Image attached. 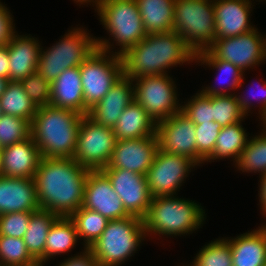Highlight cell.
Wrapping results in <instances>:
<instances>
[{
    "mask_svg": "<svg viewBox=\"0 0 266 266\" xmlns=\"http://www.w3.org/2000/svg\"><path fill=\"white\" fill-rule=\"evenodd\" d=\"M253 230L226 237L232 251L233 266H264L266 263V227L263 223Z\"/></svg>",
    "mask_w": 266,
    "mask_h": 266,
    "instance_id": "23",
    "label": "cell"
},
{
    "mask_svg": "<svg viewBox=\"0 0 266 266\" xmlns=\"http://www.w3.org/2000/svg\"><path fill=\"white\" fill-rule=\"evenodd\" d=\"M173 31L195 54L207 50L216 33L213 0H175Z\"/></svg>",
    "mask_w": 266,
    "mask_h": 266,
    "instance_id": "8",
    "label": "cell"
},
{
    "mask_svg": "<svg viewBox=\"0 0 266 266\" xmlns=\"http://www.w3.org/2000/svg\"><path fill=\"white\" fill-rule=\"evenodd\" d=\"M123 202L126 212L143 219L152 201L146 175L125 169H101Z\"/></svg>",
    "mask_w": 266,
    "mask_h": 266,
    "instance_id": "15",
    "label": "cell"
},
{
    "mask_svg": "<svg viewBox=\"0 0 266 266\" xmlns=\"http://www.w3.org/2000/svg\"><path fill=\"white\" fill-rule=\"evenodd\" d=\"M18 31L7 44L9 58V81L20 82L29 74L37 71L41 46V39L32 34H21ZM42 43V44H41Z\"/></svg>",
    "mask_w": 266,
    "mask_h": 266,
    "instance_id": "19",
    "label": "cell"
},
{
    "mask_svg": "<svg viewBox=\"0 0 266 266\" xmlns=\"http://www.w3.org/2000/svg\"><path fill=\"white\" fill-rule=\"evenodd\" d=\"M250 1H251L253 4H254L255 2H257V1H258V2L266 3V0H255V1H254V0H250Z\"/></svg>",
    "mask_w": 266,
    "mask_h": 266,
    "instance_id": "50",
    "label": "cell"
},
{
    "mask_svg": "<svg viewBox=\"0 0 266 266\" xmlns=\"http://www.w3.org/2000/svg\"><path fill=\"white\" fill-rule=\"evenodd\" d=\"M83 115L52 105L38 107L31 122V137L42 158H72Z\"/></svg>",
    "mask_w": 266,
    "mask_h": 266,
    "instance_id": "4",
    "label": "cell"
},
{
    "mask_svg": "<svg viewBox=\"0 0 266 266\" xmlns=\"http://www.w3.org/2000/svg\"><path fill=\"white\" fill-rule=\"evenodd\" d=\"M31 136V124L21 117L0 116V147L22 142Z\"/></svg>",
    "mask_w": 266,
    "mask_h": 266,
    "instance_id": "38",
    "label": "cell"
},
{
    "mask_svg": "<svg viewBox=\"0 0 266 266\" xmlns=\"http://www.w3.org/2000/svg\"><path fill=\"white\" fill-rule=\"evenodd\" d=\"M177 79L170 74L133 79L134 100L159 122L181 111Z\"/></svg>",
    "mask_w": 266,
    "mask_h": 266,
    "instance_id": "11",
    "label": "cell"
},
{
    "mask_svg": "<svg viewBox=\"0 0 266 266\" xmlns=\"http://www.w3.org/2000/svg\"><path fill=\"white\" fill-rule=\"evenodd\" d=\"M185 100H182L181 111L195 125L213 121L212 96H205L200 90H197L195 94Z\"/></svg>",
    "mask_w": 266,
    "mask_h": 266,
    "instance_id": "39",
    "label": "cell"
},
{
    "mask_svg": "<svg viewBox=\"0 0 266 266\" xmlns=\"http://www.w3.org/2000/svg\"><path fill=\"white\" fill-rule=\"evenodd\" d=\"M25 93L36 105L44 107L50 105L51 83L47 81L39 72L29 74L25 79L20 81Z\"/></svg>",
    "mask_w": 266,
    "mask_h": 266,
    "instance_id": "41",
    "label": "cell"
},
{
    "mask_svg": "<svg viewBox=\"0 0 266 266\" xmlns=\"http://www.w3.org/2000/svg\"><path fill=\"white\" fill-rule=\"evenodd\" d=\"M157 122L135 100L122 112L113 132L117 140L138 139L156 135Z\"/></svg>",
    "mask_w": 266,
    "mask_h": 266,
    "instance_id": "26",
    "label": "cell"
},
{
    "mask_svg": "<svg viewBox=\"0 0 266 266\" xmlns=\"http://www.w3.org/2000/svg\"><path fill=\"white\" fill-rule=\"evenodd\" d=\"M3 113H2V109H1V107H0V116L2 115Z\"/></svg>",
    "mask_w": 266,
    "mask_h": 266,
    "instance_id": "51",
    "label": "cell"
},
{
    "mask_svg": "<svg viewBox=\"0 0 266 266\" xmlns=\"http://www.w3.org/2000/svg\"><path fill=\"white\" fill-rule=\"evenodd\" d=\"M213 121L222 127L248 119L235 95L212 96Z\"/></svg>",
    "mask_w": 266,
    "mask_h": 266,
    "instance_id": "37",
    "label": "cell"
},
{
    "mask_svg": "<svg viewBox=\"0 0 266 266\" xmlns=\"http://www.w3.org/2000/svg\"><path fill=\"white\" fill-rule=\"evenodd\" d=\"M195 58H218L231 62L243 72L256 71L266 63L265 34L256 26L240 36L215 39L207 50L197 53Z\"/></svg>",
    "mask_w": 266,
    "mask_h": 266,
    "instance_id": "9",
    "label": "cell"
},
{
    "mask_svg": "<svg viewBox=\"0 0 266 266\" xmlns=\"http://www.w3.org/2000/svg\"><path fill=\"white\" fill-rule=\"evenodd\" d=\"M201 205L196 200L177 195L152 198L143 218L147 241L162 237L163 240L169 237L186 238V235L198 232L207 219L206 209Z\"/></svg>",
    "mask_w": 266,
    "mask_h": 266,
    "instance_id": "3",
    "label": "cell"
},
{
    "mask_svg": "<svg viewBox=\"0 0 266 266\" xmlns=\"http://www.w3.org/2000/svg\"><path fill=\"white\" fill-rule=\"evenodd\" d=\"M3 176L34 178L42 155L30 136L26 140L1 148Z\"/></svg>",
    "mask_w": 266,
    "mask_h": 266,
    "instance_id": "22",
    "label": "cell"
},
{
    "mask_svg": "<svg viewBox=\"0 0 266 266\" xmlns=\"http://www.w3.org/2000/svg\"><path fill=\"white\" fill-rule=\"evenodd\" d=\"M195 168L197 170L199 167L191 159L158 149L146 174L151 196L155 198L178 195Z\"/></svg>",
    "mask_w": 266,
    "mask_h": 266,
    "instance_id": "13",
    "label": "cell"
},
{
    "mask_svg": "<svg viewBox=\"0 0 266 266\" xmlns=\"http://www.w3.org/2000/svg\"><path fill=\"white\" fill-rule=\"evenodd\" d=\"M13 13L0 0V47L6 46L17 32Z\"/></svg>",
    "mask_w": 266,
    "mask_h": 266,
    "instance_id": "43",
    "label": "cell"
},
{
    "mask_svg": "<svg viewBox=\"0 0 266 266\" xmlns=\"http://www.w3.org/2000/svg\"><path fill=\"white\" fill-rule=\"evenodd\" d=\"M94 12L109 35L96 37L104 52L122 56L147 35L135 0H100Z\"/></svg>",
    "mask_w": 266,
    "mask_h": 266,
    "instance_id": "5",
    "label": "cell"
},
{
    "mask_svg": "<svg viewBox=\"0 0 266 266\" xmlns=\"http://www.w3.org/2000/svg\"><path fill=\"white\" fill-rule=\"evenodd\" d=\"M258 182V207H260V214L264 217L263 219L266 220V173L259 176Z\"/></svg>",
    "mask_w": 266,
    "mask_h": 266,
    "instance_id": "45",
    "label": "cell"
},
{
    "mask_svg": "<svg viewBox=\"0 0 266 266\" xmlns=\"http://www.w3.org/2000/svg\"><path fill=\"white\" fill-rule=\"evenodd\" d=\"M213 5L215 39L240 36L256 28L251 22L255 4L250 0H213Z\"/></svg>",
    "mask_w": 266,
    "mask_h": 266,
    "instance_id": "18",
    "label": "cell"
},
{
    "mask_svg": "<svg viewBox=\"0 0 266 266\" xmlns=\"http://www.w3.org/2000/svg\"><path fill=\"white\" fill-rule=\"evenodd\" d=\"M72 1H74V3L79 6V8L81 6L83 7L86 5V7H89V6H91V8L94 7L93 8L94 10L100 0H72Z\"/></svg>",
    "mask_w": 266,
    "mask_h": 266,
    "instance_id": "47",
    "label": "cell"
},
{
    "mask_svg": "<svg viewBox=\"0 0 266 266\" xmlns=\"http://www.w3.org/2000/svg\"><path fill=\"white\" fill-rule=\"evenodd\" d=\"M245 75H246V72H244L243 78H242V80H241V82L239 84V87L237 88V91H240L241 89H243V92L241 91V92H236L235 93L237 102L239 103L240 109L248 117H249V115H252V113L254 111L256 112L257 108L259 107L257 112L256 113L254 112V114L258 115L257 119H259L258 120L259 124L260 123L263 124L266 121V79L263 82L264 78L259 79V76H256V77H258V78H256V79H258V82L254 83V81H252V82L250 81V83H249L250 85L249 84L247 85L248 86V89H247V86L244 88V84H245L244 82H246V81H244V80H246L245 79L246 78ZM259 81H260V84H259ZM244 89H245V91H248V92H245ZM253 98H254V100L255 99L256 100L254 101Z\"/></svg>",
    "mask_w": 266,
    "mask_h": 266,
    "instance_id": "34",
    "label": "cell"
},
{
    "mask_svg": "<svg viewBox=\"0 0 266 266\" xmlns=\"http://www.w3.org/2000/svg\"><path fill=\"white\" fill-rule=\"evenodd\" d=\"M259 126L261 132L256 133L257 135L250 134L246 147L233 165L237 169L235 171L241 174L261 176L266 173V124L261 123Z\"/></svg>",
    "mask_w": 266,
    "mask_h": 266,
    "instance_id": "30",
    "label": "cell"
},
{
    "mask_svg": "<svg viewBox=\"0 0 266 266\" xmlns=\"http://www.w3.org/2000/svg\"><path fill=\"white\" fill-rule=\"evenodd\" d=\"M116 141L113 128L97 124L88 115H83L72 158L89 170H101L108 166Z\"/></svg>",
    "mask_w": 266,
    "mask_h": 266,
    "instance_id": "12",
    "label": "cell"
},
{
    "mask_svg": "<svg viewBox=\"0 0 266 266\" xmlns=\"http://www.w3.org/2000/svg\"><path fill=\"white\" fill-rule=\"evenodd\" d=\"M50 105L84 115V97L79 67L65 69L51 83Z\"/></svg>",
    "mask_w": 266,
    "mask_h": 266,
    "instance_id": "24",
    "label": "cell"
},
{
    "mask_svg": "<svg viewBox=\"0 0 266 266\" xmlns=\"http://www.w3.org/2000/svg\"><path fill=\"white\" fill-rule=\"evenodd\" d=\"M156 135L161 151L185 156L197 165L195 124L182 111L157 122Z\"/></svg>",
    "mask_w": 266,
    "mask_h": 266,
    "instance_id": "14",
    "label": "cell"
},
{
    "mask_svg": "<svg viewBox=\"0 0 266 266\" xmlns=\"http://www.w3.org/2000/svg\"><path fill=\"white\" fill-rule=\"evenodd\" d=\"M133 100L134 86L132 79L123 74L100 102L89 110L88 116L97 124L114 128L124 109Z\"/></svg>",
    "mask_w": 266,
    "mask_h": 266,
    "instance_id": "20",
    "label": "cell"
},
{
    "mask_svg": "<svg viewBox=\"0 0 266 266\" xmlns=\"http://www.w3.org/2000/svg\"><path fill=\"white\" fill-rule=\"evenodd\" d=\"M39 209L34 178L0 176V215Z\"/></svg>",
    "mask_w": 266,
    "mask_h": 266,
    "instance_id": "21",
    "label": "cell"
},
{
    "mask_svg": "<svg viewBox=\"0 0 266 266\" xmlns=\"http://www.w3.org/2000/svg\"><path fill=\"white\" fill-rule=\"evenodd\" d=\"M8 82H9L8 79L0 77V97L4 93V90H5Z\"/></svg>",
    "mask_w": 266,
    "mask_h": 266,
    "instance_id": "48",
    "label": "cell"
},
{
    "mask_svg": "<svg viewBox=\"0 0 266 266\" xmlns=\"http://www.w3.org/2000/svg\"><path fill=\"white\" fill-rule=\"evenodd\" d=\"M83 97L84 115L109 92L113 84L123 75L120 55L96 49L79 66Z\"/></svg>",
    "mask_w": 266,
    "mask_h": 266,
    "instance_id": "10",
    "label": "cell"
},
{
    "mask_svg": "<svg viewBox=\"0 0 266 266\" xmlns=\"http://www.w3.org/2000/svg\"><path fill=\"white\" fill-rule=\"evenodd\" d=\"M69 218L73 221L82 247L89 248L107 227L109 220L99 212L80 207Z\"/></svg>",
    "mask_w": 266,
    "mask_h": 266,
    "instance_id": "33",
    "label": "cell"
},
{
    "mask_svg": "<svg viewBox=\"0 0 266 266\" xmlns=\"http://www.w3.org/2000/svg\"><path fill=\"white\" fill-rule=\"evenodd\" d=\"M245 119L234 124L222 127L216 139V144L212 155L204 162V164L226 161L230 159L231 165L238 160L241 152L246 147L250 133L243 127Z\"/></svg>",
    "mask_w": 266,
    "mask_h": 266,
    "instance_id": "28",
    "label": "cell"
},
{
    "mask_svg": "<svg viewBox=\"0 0 266 266\" xmlns=\"http://www.w3.org/2000/svg\"><path fill=\"white\" fill-rule=\"evenodd\" d=\"M80 252L64 257L63 260L56 266H98L97 259L92 254L89 248L81 247Z\"/></svg>",
    "mask_w": 266,
    "mask_h": 266,
    "instance_id": "44",
    "label": "cell"
},
{
    "mask_svg": "<svg viewBox=\"0 0 266 266\" xmlns=\"http://www.w3.org/2000/svg\"><path fill=\"white\" fill-rule=\"evenodd\" d=\"M59 216L53 212L39 209L31 214L27 231L23 237L31 256L44 264V248L49 229Z\"/></svg>",
    "mask_w": 266,
    "mask_h": 266,
    "instance_id": "31",
    "label": "cell"
},
{
    "mask_svg": "<svg viewBox=\"0 0 266 266\" xmlns=\"http://www.w3.org/2000/svg\"><path fill=\"white\" fill-rule=\"evenodd\" d=\"M147 35L173 31L175 0H135Z\"/></svg>",
    "mask_w": 266,
    "mask_h": 266,
    "instance_id": "29",
    "label": "cell"
},
{
    "mask_svg": "<svg viewBox=\"0 0 266 266\" xmlns=\"http://www.w3.org/2000/svg\"><path fill=\"white\" fill-rule=\"evenodd\" d=\"M147 240L143 219L128 216L109 220L101 236L89 246L98 266H122L139 253Z\"/></svg>",
    "mask_w": 266,
    "mask_h": 266,
    "instance_id": "6",
    "label": "cell"
},
{
    "mask_svg": "<svg viewBox=\"0 0 266 266\" xmlns=\"http://www.w3.org/2000/svg\"><path fill=\"white\" fill-rule=\"evenodd\" d=\"M159 149L157 136L117 140L111 160L103 169H125L146 175Z\"/></svg>",
    "mask_w": 266,
    "mask_h": 266,
    "instance_id": "16",
    "label": "cell"
},
{
    "mask_svg": "<svg viewBox=\"0 0 266 266\" xmlns=\"http://www.w3.org/2000/svg\"><path fill=\"white\" fill-rule=\"evenodd\" d=\"M195 55L175 31L149 34L121 56L123 74L132 80L171 74L173 68L193 65Z\"/></svg>",
    "mask_w": 266,
    "mask_h": 266,
    "instance_id": "2",
    "label": "cell"
},
{
    "mask_svg": "<svg viewBox=\"0 0 266 266\" xmlns=\"http://www.w3.org/2000/svg\"><path fill=\"white\" fill-rule=\"evenodd\" d=\"M97 49L96 36L80 23L50 47L41 46L37 72L50 83L65 70L79 67Z\"/></svg>",
    "mask_w": 266,
    "mask_h": 266,
    "instance_id": "7",
    "label": "cell"
},
{
    "mask_svg": "<svg viewBox=\"0 0 266 266\" xmlns=\"http://www.w3.org/2000/svg\"><path fill=\"white\" fill-rule=\"evenodd\" d=\"M0 176H3L2 155L0 151Z\"/></svg>",
    "mask_w": 266,
    "mask_h": 266,
    "instance_id": "49",
    "label": "cell"
},
{
    "mask_svg": "<svg viewBox=\"0 0 266 266\" xmlns=\"http://www.w3.org/2000/svg\"><path fill=\"white\" fill-rule=\"evenodd\" d=\"M3 114L26 119L30 124L37 112L36 105L31 101L20 82L9 81L0 97Z\"/></svg>",
    "mask_w": 266,
    "mask_h": 266,
    "instance_id": "32",
    "label": "cell"
},
{
    "mask_svg": "<svg viewBox=\"0 0 266 266\" xmlns=\"http://www.w3.org/2000/svg\"><path fill=\"white\" fill-rule=\"evenodd\" d=\"M221 129L222 126L215 121L195 125L198 167L203 166L212 155Z\"/></svg>",
    "mask_w": 266,
    "mask_h": 266,
    "instance_id": "40",
    "label": "cell"
},
{
    "mask_svg": "<svg viewBox=\"0 0 266 266\" xmlns=\"http://www.w3.org/2000/svg\"><path fill=\"white\" fill-rule=\"evenodd\" d=\"M0 264L2 266H37L38 262L28 252L23 238L0 235Z\"/></svg>",
    "mask_w": 266,
    "mask_h": 266,
    "instance_id": "36",
    "label": "cell"
},
{
    "mask_svg": "<svg viewBox=\"0 0 266 266\" xmlns=\"http://www.w3.org/2000/svg\"><path fill=\"white\" fill-rule=\"evenodd\" d=\"M0 77L9 80V58L7 45L0 47Z\"/></svg>",
    "mask_w": 266,
    "mask_h": 266,
    "instance_id": "46",
    "label": "cell"
},
{
    "mask_svg": "<svg viewBox=\"0 0 266 266\" xmlns=\"http://www.w3.org/2000/svg\"><path fill=\"white\" fill-rule=\"evenodd\" d=\"M194 65L205 67V70H216L214 81H218L217 85L209 83L200 88L205 96L235 95L244 74L239 67L218 58H195Z\"/></svg>",
    "mask_w": 266,
    "mask_h": 266,
    "instance_id": "25",
    "label": "cell"
},
{
    "mask_svg": "<svg viewBox=\"0 0 266 266\" xmlns=\"http://www.w3.org/2000/svg\"><path fill=\"white\" fill-rule=\"evenodd\" d=\"M79 243L81 244L73 221L69 217H58L50 227L46 237L44 265L49 264L56 256H70L69 252L71 253Z\"/></svg>",
    "mask_w": 266,
    "mask_h": 266,
    "instance_id": "27",
    "label": "cell"
},
{
    "mask_svg": "<svg viewBox=\"0 0 266 266\" xmlns=\"http://www.w3.org/2000/svg\"><path fill=\"white\" fill-rule=\"evenodd\" d=\"M197 251L196 256L189 264L181 263L182 266H233L232 251L229 241L224 237L205 242ZM185 264V265H184Z\"/></svg>",
    "mask_w": 266,
    "mask_h": 266,
    "instance_id": "35",
    "label": "cell"
},
{
    "mask_svg": "<svg viewBox=\"0 0 266 266\" xmlns=\"http://www.w3.org/2000/svg\"><path fill=\"white\" fill-rule=\"evenodd\" d=\"M32 213L16 212L0 215V235L23 238Z\"/></svg>",
    "mask_w": 266,
    "mask_h": 266,
    "instance_id": "42",
    "label": "cell"
},
{
    "mask_svg": "<svg viewBox=\"0 0 266 266\" xmlns=\"http://www.w3.org/2000/svg\"><path fill=\"white\" fill-rule=\"evenodd\" d=\"M89 171L73 158H42L34 176L40 208L69 217L82 206Z\"/></svg>",
    "mask_w": 266,
    "mask_h": 266,
    "instance_id": "1",
    "label": "cell"
},
{
    "mask_svg": "<svg viewBox=\"0 0 266 266\" xmlns=\"http://www.w3.org/2000/svg\"><path fill=\"white\" fill-rule=\"evenodd\" d=\"M82 207L99 212L108 220L130 216L110 180L101 170H90L85 184Z\"/></svg>",
    "mask_w": 266,
    "mask_h": 266,
    "instance_id": "17",
    "label": "cell"
}]
</instances>
